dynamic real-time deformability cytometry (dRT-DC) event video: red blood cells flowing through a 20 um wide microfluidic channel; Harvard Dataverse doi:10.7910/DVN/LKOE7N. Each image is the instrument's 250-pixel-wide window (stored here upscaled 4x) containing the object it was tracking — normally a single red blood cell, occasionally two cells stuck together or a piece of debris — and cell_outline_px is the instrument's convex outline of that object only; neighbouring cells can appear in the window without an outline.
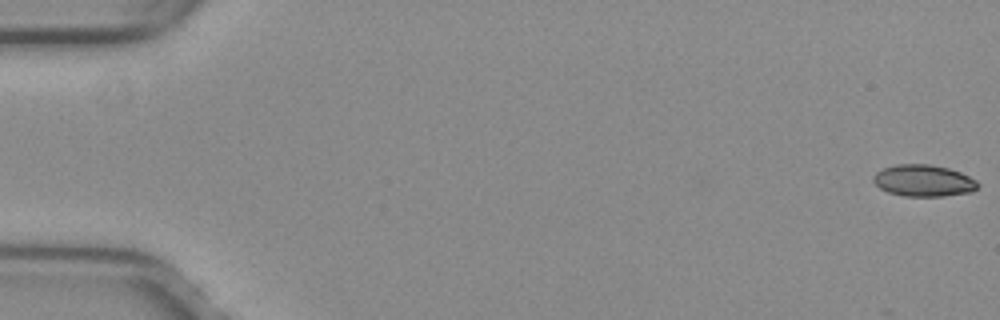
{"species": "common noctule bat (a hibernating species)", "species_latin": "Nyctalus noctula", "temperature_condition": "warm", "stored_images_in_passage": 53, "camera_frame_rate_fps": 3000, "um_per_image_px": 0.085, "animal": {"sex": "female", "body_mass_g": 29.2, "forearm_length_mm": 56.3}, "frame": {"image": 1, "passage_image": 1, "time_ms": 0.0, "image_size_px": [1000, 320], "cell_outline_px": [[980, 184], [972, 192], [944, 196], [904, 196], [888, 192], [880, 188], [872, 180], [872, 176], [876, 172], [884, 168], [896, 164], [932, 164], [948, 168], [960, 172], [976, 180]], "centroid_in_image_um": [78.5, 15.35], "position_along_channel_um": 6.5, "area_um2": 19.36}}
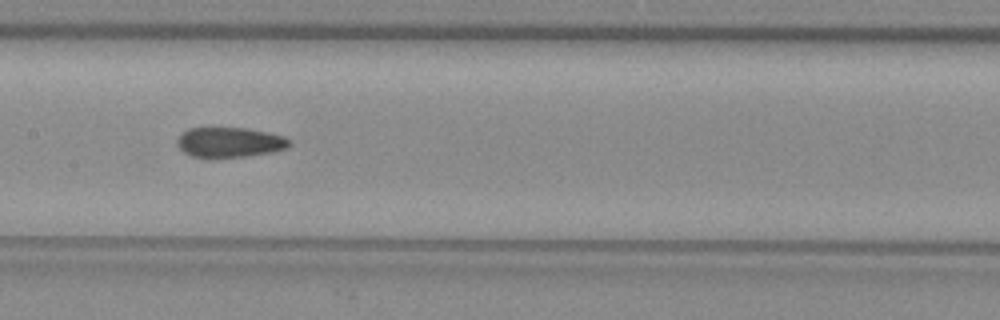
{"frame": {"image": 2, "passage_image": 27, "time_ms": 8.667, "image_size_px": [1000, 320], "cell_outline_px": [[292, 144], [288, 148], [272, 152], [248, 156], [212, 160], [192, 156], [184, 152], [176, 144], [176, 140], [180, 132], [188, 128], [244, 128], [284, 136]], "centroid_in_image_um": [19.46, 12.13], "position_along_channel_um": 187.9, "area_um2": 20.17}}
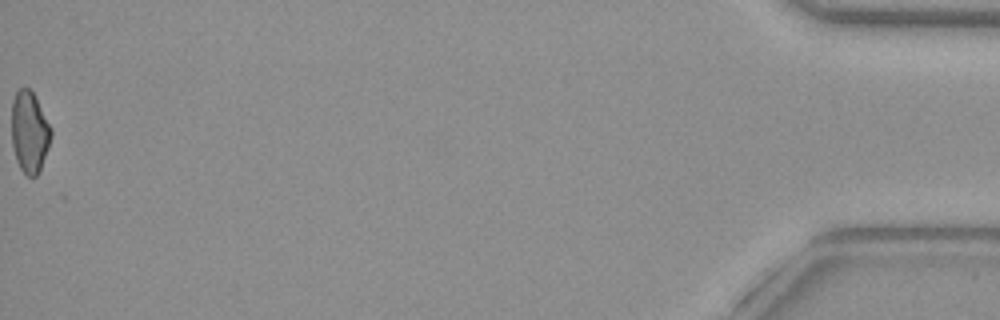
{"frame": {"image": 3, "passage_image": 53, "time_ms": 17.333, "image_size_px": [1000, 320], "cell_outline_px": [[52, 136], [40, 172], [36, 176], [28, 176], [20, 168], [16, 160], [12, 144], [12, 100], [16, 92], [20, 88], [28, 88], [32, 92], [52, 128]], "centroid_in_image_um": [2.51, 11.25], "position_along_channel_um": 432.7, "area_um2": 18.67}, "authors_computed_cell_mechanics": {"area_um2": 19.8254, "velocity_mm_per_s": 4.0256, "shape_relaxation_time_tau1_ms": null, "shape_relaxation_time_tau2_ms": 2.0534, "deformation_change_tau1": null, "deformation_change_tau2": 0.0829}}